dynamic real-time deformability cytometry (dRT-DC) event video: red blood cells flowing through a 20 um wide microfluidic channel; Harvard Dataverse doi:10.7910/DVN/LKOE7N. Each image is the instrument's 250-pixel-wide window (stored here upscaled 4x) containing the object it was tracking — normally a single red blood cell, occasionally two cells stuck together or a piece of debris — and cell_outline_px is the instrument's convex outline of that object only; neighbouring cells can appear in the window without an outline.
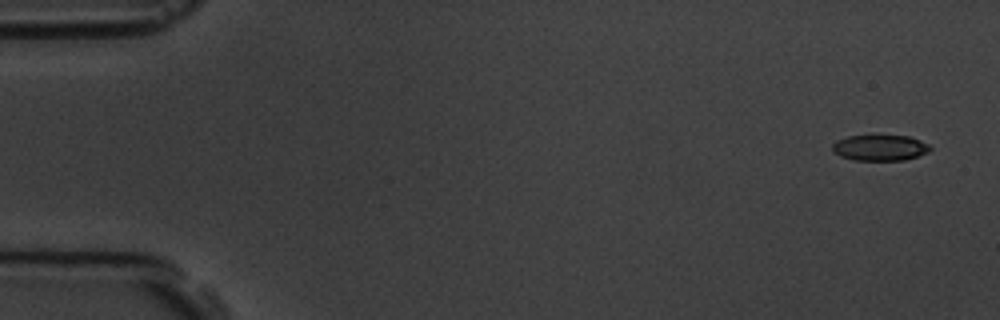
{"species": "common noctule bat (a hibernating species)", "species_latin": "Nyctalus noctula", "temperature_condition": "room temperature", "stored_images_in_passage": 11, "camera_frame_rate_fps": 3000, "um_per_image_px": 0.085, "animal": {"sex": "male", "body_mass_g": 19.5, "forearm_length_mm": 54.6}, "frame": {"image": 1, "passage_image": 1, "time_ms": 0.0, "image_size_px": [1000, 320], "cell_outline_px": [[932, 148], [928, 152], [904, 160], [856, 160], [840, 156], [832, 148], [832, 144], [836, 140], [848, 136], [908, 136], [920, 140], [928, 144]], "centroid_in_image_um": [74.8, 12.56], "position_along_channel_um": 10.2, "area_um2": 14.51}}
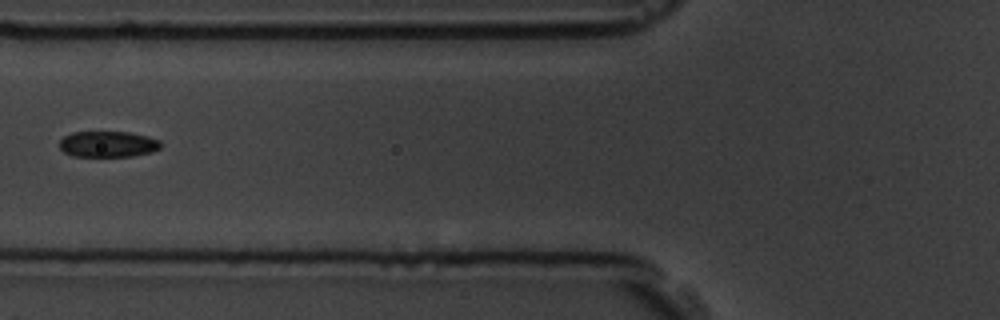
{"frame": {"image": 2, "passage_image": 6, "time_ms": 6.667, "image_size_px": [1000, 320], "cell_outline_px": [[164, 144], [160, 148], [152, 152], [132, 156], [72, 156], [64, 152], [60, 148], [60, 140], [64, 136], [72, 132], [128, 132], [148, 136], [160, 140]], "centroid_in_image_um": [9.21, 12.25], "position_along_channel_um": 116.6, "area_um2": 15.43}}
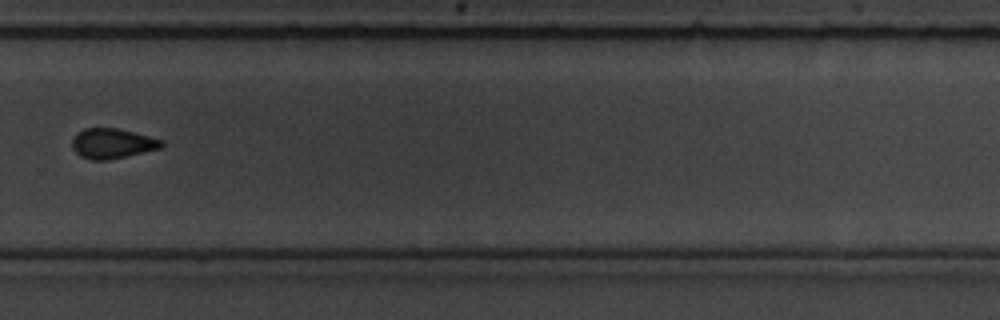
{"frame": {"image": 3, "passage_image": 11, "time_ms": 12.333, "image_size_px": [1000, 320], "cell_outline_px": [[164, 144], [160, 148], [128, 156], [108, 160], [92, 160], [80, 156], [72, 148], [72, 140], [84, 128], [120, 128], [136, 132], [160, 140]], "centroid_in_image_um": [9.54, 12.2], "position_along_channel_um": 320.3, "area_um2": 15.55}}